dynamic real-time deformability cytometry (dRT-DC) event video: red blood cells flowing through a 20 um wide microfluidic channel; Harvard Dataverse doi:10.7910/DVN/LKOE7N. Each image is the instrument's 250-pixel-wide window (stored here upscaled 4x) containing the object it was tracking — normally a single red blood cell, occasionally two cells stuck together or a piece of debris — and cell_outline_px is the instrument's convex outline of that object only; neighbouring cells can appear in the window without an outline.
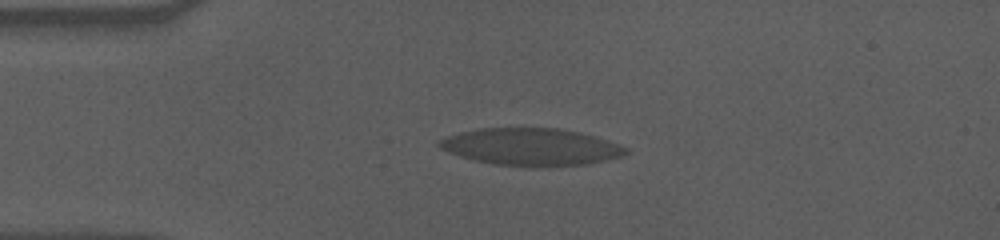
{"species": "human", "species_latin": "Homo sapiens", "temperature_condition": "cold", "stored_images_in_passage": 55, "camera_frame_rate_fps": 3000, "um_per_image_px": 0.085, "donor": {"sex": "male"}, "frame": {"image": 1, "passage_image": 10, "time_ms": 3.0, "image_size_px": [1000, 240], "cell_outline_px": [[628, 152], [624, 156], [584, 164], [536, 168], [532, 168], [492, 164], [460, 156], [440, 148], [436, 144], [440, 140], [448, 136], [460, 132], [480, 128], [560, 128], [580, 132], [628, 148]], "centroid_in_image_um": [45.12, 12.5], "position_along_channel_um": 39.9, "area_um2": 40.46}}
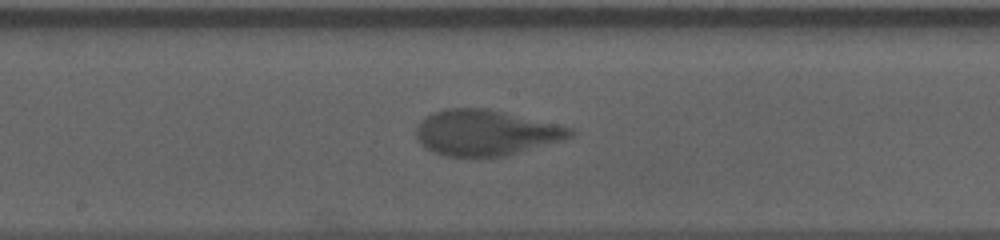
{"frame": {"image": 2, "passage_image": 27, "time_ms": 8.667, "image_size_px": [1000, 240], "cell_outline_px": [[576, 132], [572, 136], [560, 140], [504, 156], [444, 156], [432, 152], [424, 148], [416, 140], [416, 128], [420, 120], [424, 116], [432, 112], [444, 108], [488, 108], [556, 124], [572, 128]], "centroid_in_image_um": [41.19, 11.26], "position_along_channel_um": 207.0, "area_um2": 40.92}}
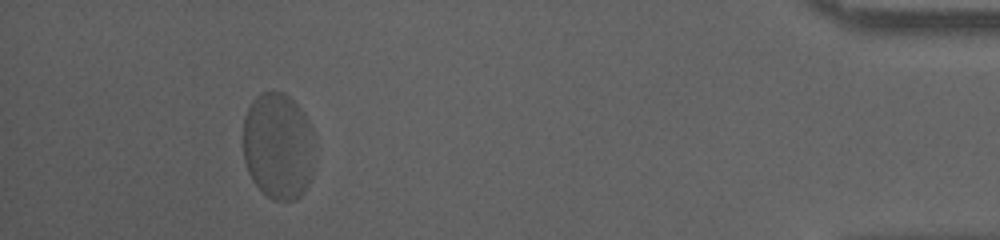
{"frame": {"image": 3, "passage_image": 50, "time_ms": 16.333, "image_size_px": [1000, 240], "cell_outline_px": [[312, 176], [304, 192], [296, 200], [276, 200], [268, 196], [252, 180], [248, 172], [244, 160], [244, 116], [252, 100], [260, 92], [272, 88], [284, 92], [304, 112], [308, 120], [312, 132]], "centroid_in_image_um": [23.63, 12.37], "position_along_channel_um": 411.6, "area_um2": 44.8}, "authors_computed_cell_mechanics": {"area_um2": 41.3848, "velocity_mm_per_s": 3.4589, "shape_relaxation_time_tau1_ms": 4.3744, "shape_relaxation_time_tau2_ms": null, "deformation_change_tau1": 0.1592, "deformation_change_tau2": null}}